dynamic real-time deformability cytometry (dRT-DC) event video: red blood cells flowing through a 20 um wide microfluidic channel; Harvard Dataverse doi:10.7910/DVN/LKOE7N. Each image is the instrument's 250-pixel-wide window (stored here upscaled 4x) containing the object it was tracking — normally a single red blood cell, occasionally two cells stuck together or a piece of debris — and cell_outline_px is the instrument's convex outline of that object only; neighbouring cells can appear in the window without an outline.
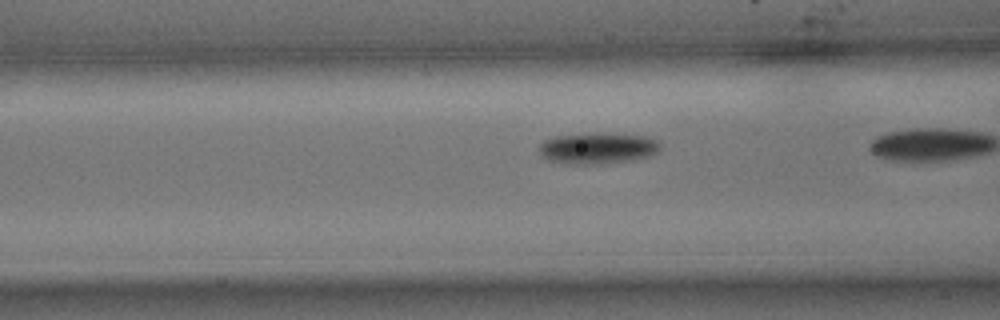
{"species": "common noctule bat (a hibernating species)", "species_latin": "Nyctalus noctula", "temperature_condition": "cold", "stored_images_in_passage": 43, "camera_frame_rate_fps": 3000, "um_per_image_px": 0.085, "animal": {"sex": "male", "body_mass_g": 15.6}, "frame": {"image": 1, "passage_image": 21, "time_ms": 6.667, "image_size_px": [1000, 320], "cell_outline_px": [[660, 152], [652, 156], [636, 160], [604, 164], [564, 164], [548, 160], [540, 156], [536, 148], [544, 140], [556, 136], [604, 132], [644, 136], [660, 140]], "centroid_in_image_um": [50.82, 12.61], "position_along_channel_um": 115.8, "area_um2": 22.83}}
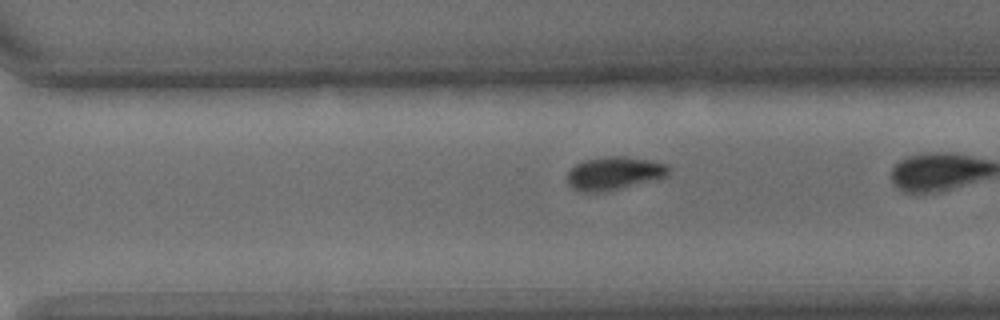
{"frame": {"image": 2, "passage_image": 38, "time_ms": 12.333, "image_size_px": [1000, 320], "cell_outline_px": [[672, 168], [664, 176], [656, 180], [608, 192], [580, 192], [572, 188], [568, 184], [568, 172], [576, 164], [584, 160], [608, 156], [624, 156], [668, 164]], "centroid_in_image_um": [52.2, 14.75], "position_along_channel_um": 318.4, "area_um2": 19.77}}